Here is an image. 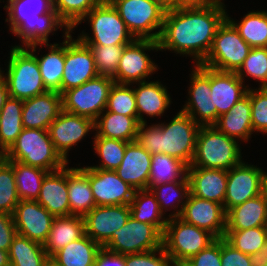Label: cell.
<instances>
[{
  "label": "cell",
  "mask_w": 267,
  "mask_h": 266,
  "mask_svg": "<svg viewBox=\"0 0 267 266\" xmlns=\"http://www.w3.org/2000/svg\"><path fill=\"white\" fill-rule=\"evenodd\" d=\"M225 7L173 8L166 11L158 40L159 50L193 56L195 65L208 56L218 27L226 19Z\"/></svg>",
  "instance_id": "1"
},
{
  "label": "cell",
  "mask_w": 267,
  "mask_h": 266,
  "mask_svg": "<svg viewBox=\"0 0 267 266\" xmlns=\"http://www.w3.org/2000/svg\"><path fill=\"white\" fill-rule=\"evenodd\" d=\"M199 128V124L180 110L168 124L147 127V122L139 123L136 141L152 156L163 153L188 167L195 155Z\"/></svg>",
  "instance_id": "2"
},
{
  "label": "cell",
  "mask_w": 267,
  "mask_h": 266,
  "mask_svg": "<svg viewBox=\"0 0 267 266\" xmlns=\"http://www.w3.org/2000/svg\"><path fill=\"white\" fill-rule=\"evenodd\" d=\"M7 3L5 22H9L10 31L22 40L24 47L49 43L50 33L60 27L65 28V33H72L53 9L52 0H8Z\"/></svg>",
  "instance_id": "3"
},
{
  "label": "cell",
  "mask_w": 267,
  "mask_h": 266,
  "mask_svg": "<svg viewBox=\"0 0 267 266\" xmlns=\"http://www.w3.org/2000/svg\"><path fill=\"white\" fill-rule=\"evenodd\" d=\"M5 160H16L48 172L68 165L56 151L48 130L23 128L17 140L2 155Z\"/></svg>",
  "instance_id": "4"
},
{
  "label": "cell",
  "mask_w": 267,
  "mask_h": 266,
  "mask_svg": "<svg viewBox=\"0 0 267 266\" xmlns=\"http://www.w3.org/2000/svg\"><path fill=\"white\" fill-rule=\"evenodd\" d=\"M241 158L240 145L236 139L223 134L214 125L200 126L190 166L228 171L239 164Z\"/></svg>",
  "instance_id": "5"
},
{
  "label": "cell",
  "mask_w": 267,
  "mask_h": 266,
  "mask_svg": "<svg viewBox=\"0 0 267 266\" xmlns=\"http://www.w3.org/2000/svg\"><path fill=\"white\" fill-rule=\"evenodd\" d=\"M10 50L4 75L9 96L26 100L47 92L34 54L23 45L12 46Z\"/></svg>",
  "instance_id": "6"
},
{
  "label": "cell",
  "mask_w": 267,
  "mask_h": 266,
  "mask_svg": "<svg viewBox=\"0 0 267 266\" xmlns=\"http://www.w3.org/2000/svg\"><path fill=\"white\" fill-rule=\"evenodd\" d=\"M88 20L92 37L82 31L78 40L85 45H128L135 38L110 2H100L91 9L71 30Z\"/></svg>",
  "instance_id": "7"
},
{
  "label": "cell",
  "mask_w": 267,
  "mask_h": 266,
  "mask_svg": "<svg viewBox=\"0 0 267 266\" xmlns=\"http://www.w3.org/2000/svg\"><path fill=\"white\" fill-rule=\"evenodd\" d=\"M110 3L135 39L159 40L166 13L162 6L151 0H112ZM156 29L158 31L152 32Z\"/></svg>",
  "instance_id": "8"
},
{
  "label": "cell",
  "mask_w": 267,
  "mask_h": 266,
  "mask_svg": "<svg viewBox=\"0 0 267 266\" xmlns=\"http://www.w3.org/2000/svg\"><path fill=\"white\" fill-rule=\"evenodd\" d=\"M216 239L204 229L188 224L179 217H171L163 233V248L171 261L189 260Z\"/></svg>",
  "instance_id": "9"
},
{
  "label": "cell",
  "mask_w": 267,
  "mask_h": 266,
  "mask_svg": "<svg viewBox=\"0 0 267 266\" xmlns=\"http://www.w3.org/2000/svg\"><path fill=\"white\" fill-rule=\"evenodd\" d=\"M114 79L98 75L84 84L64 91L62 110L94 121L106 109L108 95Z\"/></svg>",
  "instance_id": "10"
},
{
  "label": "cell",
  "mask_w": 267,
  "mask_h": 266,
  "mask_svg": "<svg viewBox=\"0 0 267 266\" xmlns=\"http://www.w3.org/2000/svg\"><path fill=\"white\" fill-rule=\"evenodd\" d=\"M251 48L225 19L218 27L212 48L201 65L220 71L237 72Z\"/></svg>",
  "instance_id": "11"
},
{
  "label": "cell",
  "mask_w": 267,
  "mask_h": 266,
  "mask_svg": "<svg viewBox=\"0 0 267 266\" xmlns=\"http://www.w3.org/2000/svg\"><path fill=\"white\" fill-rule=\"evenodd\" d=\"M102 247L121 255L143 253L163 247V233L154 225L130 216Z\"/></svg>",
  "instance_id": "12"
},
{
  "label": "cell",
  "mask_w": 267,
  "mask_h": 266,
  "mask_svg": "<svg viewBox=\"0 0 267 266\" xmlns=\"http://www.w3.org/2000/svg\"><path fill=\"white\" fill-rule=\"evenodd\" d=\"M159 50L158 41L152 39H134L124 46L119 60L115 83L134 84L146 81L145 79L156 72L158 65L155 64L145 51Z\"/></svg>",
  "instance_id": "13"
},
{
  "label": "cell",
  "mask_w": 267,
  "mask_h": 266,
  "mask_svg": "<svg viewBox=\"0 0 267 266\" xmlns=\"http://www.w3.org/2000/svg\"><path fill=\"white\" fill-rule=\"evenodd\" d=\"M64 35L65 63L61 81V94L99 75L96 71L91 49L78 39H72L71 33H64Z\"/></svg>",
  "instance_id": "14"
},
{
  "label": "cell",
  "mask_w": 267,
  "mask_h": 266,
  "mask_svg": "<svg viewBox=\"0 0 267 266\" xmlns=\"http://www.w3.org/2000/svg\"><path fill=\"white\" fill-rule=\"evenodd\" d=\"M191 72L189 98L181 111L200 126L214 125L217 122V108H213L210 96V67L195 65Z\"/></svg>",
  "instance_id": "15"
},
{
  "label": "cell",
  "mask_w": 267,
  "mask_h": 266,
  "mask_svg": "<svg viewBox=\"0 0 267 266\" xmlns=\"http://www.w3.org/2000/svg\"><path fill=\"white\" fill-rule=\"evenodd\" d=\"M264 170L241 161L228 170L227 189L224 199V209L240 205L248 199L261 194Z\"/></svg>",
  "instance_id": "16"
},
{
  "label": "cell",
  "mask_w": 267,
  "mask_h": 266,
  "mask_svg": "<svg viewBox=\"0 0 267 266\" xmlns=\"http://www.w3.org/2000/svg\"><path fill=\"white\" fill-rule=\"evenodd\" d=\"M87 177L96 206L130 205L136 190L122 181L116 171L87 166Z\"/></svg>",
  "instance_id": "17"
},
{
  "label": "cell",
  "mask_w": 267,
  "mask_h": 266,
  "mask_svg": "<svg viewBox=\"0 0 267 266\" xmlns=\"http://www.w3.org/2000/svg\"><path fill=\"white\" fill-rule=\"evenodd\" d=\"M179 218L210 232L216 238H224L226 212L223 205L217 202L201 199L189 193Z\"/></svg>",
  "instance_id": "18"
},
{
  "label": "cell",
  "mask_w": 267,
  "mask_h": 266,
  "mask_svg": "<svg viewBox=\"0 0 267 266\" xmlns=\"http://www.w3.org/2000/svg\"><path fill=\"white\" fill-rule=\"evenodd\" d=\"M95 130V121L91 118L61 111L48 129L56 151L69 162L67 155L71 147Z\"/></svg>",
  "instance_id": "19"
},
{
  "label": "cell",
  "mask_w": 267,
  "mask_h": 266,
  "mask_svg": "<svg viewBox=\"0 0 267 266\" xmlns=\"http://www.w3.org/2000/svg\"><path fill=\"white\" fill-rule=\"evenodd\" d=\"M130 216L129 205L95 206L83 217L85 234L103 246Z\"/></svg>",
  "instance_id": "20"
},
{
  "label": "cell",
  "mask_w": 267,
  "mask_h": 266,
  "mask_svg": "<svg viewBox=\"0 0 267 266\" xmlns=\"http://www.w3.org/2000/svg\"><path fill=\"white\" fill-rule=\"evenodd\" d=\"M36 200H20L13 213L17 234L44 245L54 220Z\"/></svg>",
  "instance_id": "21"
},
{
  "label": "cell",
  "mask_w": 267,
  "mask_h": 266,
  "mask_svg": "<svg viewBox=\"0 0 267 266\" xmlns=\"http://www.w3.org/2000/svg\"><path fill=\"white\" fill-rule=\"evenodd\" d=\"M62 111V95L47 91L23 100L22 126L27 129L48 130Z\"/></svg>",
  "instance_id": "22"
},
{
  "label": "cell",
  "mask_w": 267,
  "mask_h": 266,
  "mask_svg": "<svg viewBox=\"0 0 267 266\" xmlns=\"http://www.w3.org/2000/svg\"><path fill=\"white\" fill-rule=\"evenodd\" d=\"M243 83L236 72L210 68V96L213 108H217V120L247 94L249 86Z\"/></svg>",
  "instance_id": "23"
},
{
  "label": "cell",
  "mask_w": 267,
  "mask_h": 266,
  "mask_svg": "<svg viewBox=\"0 0 267 266\" xmlns=\"http://www.w3.org/2000/svg\"><path fill=\"white\" fill-rule=\"evenodd\" d=\"M152 155L137 141L129 142L124 158L115 170L118 177L135 190L149 189Z\"/></svg>",
  "instance_id": "24"
},
{
  "label": "cell",
  "mask_w": 267,
  "mask_h": 266,
  "mask_svg": "<svg viewBox=\"0 0 267 266\" xmlns=\"http://www.w3.org/2000/svg\"><path fill=\"white\" fill-rule=\"evenodd\" d=\"M228 171L188 166L187 178L190 193L198 198L217 202L224 206Z\"/></svg>",
  "instance_id": "25"
},
{
  "label": "cell",
  "mask_w": 267,
  "mask_h": 266,
  "mask_svg": "<svg viewBox=\"0 0 267 266\" xmlns=\"http://www.w3.org/2000/svg\"><path fill=\"white\" fill-rule=\"evenodd\" d=\"M68 193L66 165L45 176L36 201L54 217H66L70 216Z\"/></svg>",
  "instance_id": "26"
},
{
  "label": "cell",
  "mask_w": 267,
  "mask_h": 266,
  "mask_svg": "<svg viewBox=\"0 0 267 266\" xmlns=\"http://www.w3.org/2000/svg\"><path fill=\"white\" fill-rule=\"evenodd\" d=\"M214 126L223 134L238 141L240 139L245 142L251 138L254 131L251 121L250 87L243 98L228 112L219 116Z\"/></svg>",
  "instance_id": "27"
},
{
  "label": "cell",
  "mask_w": 267,
  "mask_h": 266,
  "mask_svg": "<svg viewBox=\"0 0 267 266\" xmlns=\"http://www.w3.org/2000/svg\"><path fill=\"white\" fill-rule=\"evenodd\" d=\"M139 123L146 120L143 114L152 117L162 116L171 104V98L167 89L159 81L138 82V87L134 88Z\"/></svg>",
  "instance_id": "28"
},
{
  "label": "cell",
  "mask_w": 267,
  "mask_h": 266,
  "mask_svg": "<svg viewBox=\"0 0 267 266\" xmlns=\"http://www.w3.org/2000/svg\"><path fill=\"white\" fill-rule=\"evenodd\" d=\"M60 44L61 45L54 43L49 45L48 43H45V46L50 47V52L46 55H41V57H38L34 52H36L38 45L41 47L44 43L31 44L26 48L32 54H35L34 56L38 62L41 77L46 89L48 91H56L61 94V81L65 63V38Z\"/></svg>",
  "instance_id": "29"
},
{
  "label": "cell",
  "mask_w": 267,
  "mask_h": 266,
  "mask_svg": "<svg viewBox=\"0 0 267 266\" xmlns=\"http://www.w3.org/2000/svg\"><path fill=\"white\" fill-rule=\"evenodd\" d=\"M267 226V204L262 194L226 212V230H245Z\"/></svg>",
  "instance_id": "30"
},
{
  "label": "cell",
  "mask_w": 267,
  "mask_h": 266,
  "mask_svg": "<svg viewBox=\"0 0 267 266\" xmlns=\"http://www.w3.org/2000/svg\"><path fill=\"white\" fill-rule=\"evenodd\" d=\"M67 187L70 216L84 217L96 206L87 177V167H67Z\"/></svg>",
  "instance_id": "31"
},
{
  "label": "cell",
  "mask_w": 267,
  "mask_h": 266,
  "mask_svg": "<svg viewBox=\"0 0 267 266\" xmlns=\"http://www.w3.org/2000/svg\"><path fill=\"white\" fill-rule=\"evenodd\" d=\"M138 126V116L104 110L95 120V133L105 138L133 142L136 141Z\"/></svg>",
  "instance_id": "32"
},
{
  "label": "cell",
  "mask_w": 267,
  "mask_h": 266,
  "mask_svg": "<svg viewBox=\"0 0 267 266\" xmlns=\"http://www.w3.org/2000/svg\"><path fill=\"white\" fill-rule=\"evenodd\" d=\"M85 234L84 218L81 216L55 217L43 247L48 256L81 238Z\"/></svg>",
  "instance_id": "33"
},
{
  "label": "cell",
  "mask_w": 267,
  "mask_h": 266,
  "mask_svg": "<svg viewBox=\"0 0 267 266\" xmlns=\"http://www.w3.org/2000/svg\"><path fill=\"white\" fill-rule=\"evenodd\" d=\"M102 246L84 234L68 243L51 257L63 266H94Z\"/></svg>",
  "instance_id": "34"
},
{
  "label": "cell",
  "mask_w": 267,
  "mask_h": 266,
  "mask_svg": "<svg viewBox=\"0 0 267 266\" xmlns=\"http://www.w3.org/2000/svg\"><path fill=\"white\" fill-rule=\"evenodd\" d=\"M23 100L8 97L0 112V154H4L22 132Z\"/></svg>",
  "instance_id": "35"
},
{
  "label": "cell",
  "mask_w": 267,
  "mask_h": 266,
  "mask_svg": "<svg viewBox=\"0 0 267 266\" xmlns=\"http://www.w3.org/2000/svg\"><path fill=\"white\" fill-rule=\"evenodd\" d=\"M129 207L132 218L154 225L164 233L168 218H165L160 210L159 203L150 189L136 190Z\"/></svg>",
  "instance_id": "36"
},
{
  "label": "cell",
  "mask_w": 267,
  "mask_h": 266,
  "mask_svg": "<svg viewBox=\"0 0 267 266\" xmlns=\"http://www.w3.org/2000/svg\"><path fill=\"white\" fill-rule=\"evenodd\" d=\"M224 239L242 253L260 260L267 251V226L226 230Z\"/></svg>",
  "instance_id": "37"
},
{
  "label": "cell",
  "mask_w": 267,
  "mask_h": 266,
  "mask_svg": "<svg viewBox=\"0 0 267 266\" xmlns=\"http://www.w3.org/2000/svg\"><path fill=\"white\" fill-rule=\"evenodd\" d=\"M6 161L13 167L19 199L37 200L42 181L49 172L16 160Z\"/></svg>",
  "instance_id": "38"
},
{
  "label": "cell",
  "mask_w": 267,
  "mask_h": 266,
  "mask_svg": "<svg viewBox=\"0 0 267 266\" xmlns=\"http://www.w3.org/2000/svg\"><path fill=\"white\" fill-rule=\"evenodd\" d=\"M226 19L250 47H267V11L248 12L240 23L226 14Z\"/></svg>",
  "instance_id": "39"
},
{
  "label": "cell",
  "mask_w": 267,
  "mask_h": 266,
  "mask_svg": "<svg viewBox=\"0 0 267 266\" xmlns=\"http://www.w3.org/2000/svg\"><path fill=\"white\" fill-rule=\"evenodd\" d=\"M174 181H188L187 166L180 160L166 154L152 156L149 189L158 184Z\"/></svg>",
  "instance_id": "40"
},
{
  "label": "cell",
  "mask_w": 267,
  "mask_h": 266,
  "mask_svg": "<svg viewBox=\"0 0 267 266\" xmlns=\"http://www.w3.org/2000/svg\"><path fill=\"white\" fill-rule=\"evenodd\" d=\"M10 266H43L49 257L42 244L17 234L10 245Z\"/></svg>",
  "instance_id": "41"
},
{
  "label": "cell",
  "mask_w": 267,
  "mask_h": 266,
  "mask_svg": "<svg viewBox=\"0 0 267 266\" xmlns=\"http://www.w3.org/2000/svg\"><path fill=\"white\" fill-rule=\"evenodd\" d=\"M150 190L155 195L156 200L159 203L160 210L164 214H166L165 212L170 209L169 207L176 210L175 213L173 211V214L171 213L167 215L169 218L179 217L181 215L186 199L190 193L189 181H174L166 184H158L152 186ZM173 203L176 204L174 205Z\"/></svg>",
  "instance_id": "42"
},
{
  "label": "cell",
  "mask_w": 267,
  "mask_h": 266,
  "mask_svg": "<svg viewBox=\"0 0 267 266\" xmlns=\"http://www.w3.org/2000/svg\"><path fill=\"white\" fill-rule=\"evenodd\" d=\"M94 149L95 152L101 158L100 165L89 166L91 168H98L101 170H113L115 171L122 162L125 154L126 145L129 142L122 140L105 138L94 135Z\"/></svg>",
  "instance_id": "43"
},
{
  "label": "cell",
  "mask_w": 267,
  "mask_h": 266,
  "mask_svg": "<svg viewBox=\"0 0 267 266\" xmlns=\"http://www.w3.org/2000/svg\"><path fill=\"white\" fill-rule=\"evenodd\" d=\"M93 54L96 71L99 75L114 78L119 60L126 45H87Z\"/></svg>",
  "instance_id": "44"
},
{
  "label": "cell",
  "mask_w": 267,
  "mask_h": 266,
  "mask_svg": "<svg viewBox=\"0 0 267 266\" xmlns=\"http://www.w3.org/2000/svg\"><path fill=\"white\" fill-rule=\"evenodd\" d=\"M107 111L125 116H138L134 88L130 84L113 83L106 106Z\"/></svg>",
  "instance_id": "45"
},
{
  "label": "cell",
  "mask_w": 267,
  "mask_h": 266,
  "mask_svg": "<svg viewBox=\"0 0 267 266\" xmlns=\"http://www.w3.org/2000/svg\"><path fill=\"white\" fill-rule=\"evenodd\" d=\"M19 201L13 167L2 157L0 159V212L13 215Z\"/></svg>",
  "instance_id": "46"
},
{
  "label": "cell",
  "mask_w": 267,
  "mask_h": 266,
  "mask_svg": "<svg viewBox=\"0 0 267 266\" xmlns=\"http://www.w3.org/2000/svg\"><path fill=\"white\" fill-rule=\"evenodd\" d=\"M236 74L242 81L249 76L267 87V47H252Z\"/></svg>",
  "instance_id": "47"
},
{
  "label": "cell",
  "mask_w": 267,
  "mask_h": 266,
  "mask_svg": "<svg viewBox=\"0 0 267 266\" xmlns=\"http://www.w3.org/2000/svg\"><path fill=\"white\" fill-rule=\"evenodd\" d=\"M99 0H52V7L59 17L72 29Z\"/></svg>",
  "instance_id": "48"
},
{
  "label": "cell",
  "mask_w": 267,
  "mask_h": 266,
  "mask_svg": "<svg viewBox=\"0 0 267 266\" xmlns=\"http://www.w3.org/2000/svg\"><path fill=\"white\" fill-rule=\"evenodd\" d=\"M251 121L253 131L267 133V87L250 88Z\"/></svg>",
  "instance_id": "49"
},
{
  "label": "cell",
  "mask_w": 267,
  "mask_h": 266,
  "mask_svg": "<svg viewBox=\"0 0 267 266\" xmlns=\"http://www.w3.org/2000/svg\"><path fill=\"white\" fill-rule=\"evenodd\" d=\"M156 253L159 255L156 256ZM171 261L163 247L151 251L125 255V266H166Z\"/></svg>",
  "instance_id": "50"
},
{
  "label": "cell",
  "mask_w": 267,
  "mask_h": 266,
  "mask_svg": "<svg viewBox=\"0 0 267 266\" xmlns=\"http://www.w3.org/2000/svg\"><path fill=\"white\" fill-rule=\"evenodd\" d=\"M221 266H259V260L242 253L221 238Z\"/></svg>",
  "instance_id": "51"
},
{
  "label": "cell",
  "mask_w": 267,
  "mask_h": 266,
  "mask_svg": "<svg viewBox=\"0 0 267 266\" xmlns=\"http://www.w3.org/2000/svg\"><path fill=\"white\" fill-rule=\"evenodd\" d=\"M192 266H221V238L188 260Z\"/></svg>",
  "instance_id": "52"
},
{
  "label": "cell",
  "mask_w": 267,
  "mask_h": 266,
  "mask_svg": "<svg viewBox=\"0 0 267 266\" xmlns=\"http://www.w3.org/2000/svg\"><path fill=\"white\" fill-rule=\"evenodd\" d=\"M17 235L13 215L0 212V249L9 251L13 238Z\"/></svg>",
  "instance_id": "53"
},
{
  "label": "cell",
  "mask_w": 267,
  "mask_h": 266,
  "mask_svg": "<svg viewBox=\"0 0 267 266\" xmlns=\"http://www.w3.org/2000/svg\"><path fill=\"white\" fill-rule=\"evenodd\" d=\"M94 266H125V255L117 254L101 248Z\"/></svg>",
  "instance_id": "54"
},
{
  "label": "cell",
  "mask_w": 267,
  "mask_h": 266,
  "mask_svg": "<svg viewBox=\"0 0 267 266\" xmlns=\"http://www.w3.org/2000/svg\"><path fill=\"white\" fill-rule=\"evenodd\" d=\"M174 8L225 7L222 0H172Z\"/></svg>",
  "instance_id": "55"
},
{
  "label": "cell",
  "mask_w": 267,
  "mask_h": 266,
  "mask_svg": "<svg viewBox=\"0 0 267 266\" xmlns=\"http://www.w3.org/2000/svg\"><path fill=\"white\" fill-rule=\"evenodd\" d=\"M3 72L4 71H2L0 68V112L5 104V101L9 97L7 84H6Z\"/></svg>",
  "instance_id": "56"
},
{
  "label": "cell",
  "mask_w": 267,
  "mask_h": 266,
  "mask_svg": "<svg viewBox=\"0 0 267 266\" xmlns=\"http://www.w3.org/2000/svg\"><path fill=\"white\" fill-rule=\"evenodd\" d=\"M0 266H10L8 251L0 249Z\"/></svg>",
  "instance_id": "57"
},
{
  "label": "cell",
  "mask_w": 267,
  "mask_h": 266,
  "mask_svg": "<svg viewBox=\"0 0 267 266\" xmlns=\"http://www.w3.org/2000/svg\"><path fill=\"white\" fill-rule=\"evenodd\" d=\"M158 3L162 6L166 11L171 10L174 8L172 0H151Z\"/></svg>",
  "instance_id": "58"
},
{
  "label": "cell",
  "mask_w": 267,
  "mask_h": 266,
  "mask_svg": "<svg viewBox=\"0 0 267 266\" xmlns=\"http://www.w3.org/2000/svg\"><path fill=\"white\" fill-rule=\"evenodd\" d=\"M261 194L267 204V172L263 178V181H262V189H261Z\"/></svg>",
  "instance_id": "59"
},
{
  "label": "cell",
  "mask_w": 267,
  "mask_h": 266,
  "mask_svg": "<svg viewBox=\"0 0 267 266\" xmlns=\"http://www.w3.org/2000/svg\"><path fill=\"white\" fill-rule=\"evenodd\" d=\"M43 266H63V265L59 264L55 259L49 256L44 262Z\"/></svg>",
  "instance_id": "60"
},
{
  "label": "cell",
  "mask_w": 267,
  "mask_h": 266,
  "mask_svg": "<svg viewBox=\"0 0 267 266\" xmlns=\"http://www.w3.org/2000/svg\"><path fill=\"white\" fill-rule=\"evenodd\" d=\"M259 266H267V251L264 253L262 258L259 260Z\"/></svg>",
  "instance_id": "61"
},
{
  "label": "cell",
  "mask_w": 267,
  "mask_h": 266,
  "mask_svg": "<svg viewBox=\"0 0 267 266\" xmlns=\"http://www.w3.org/2000/svg\"><path fill=\"white\" fill-rule=\"evenodd\" d=\"M179 266H192L188 260H179Z\"/></svg>",
  "instance_id": "62"
},
{
  "label": "cell",
  "mask_w": 267,
  "mask_h": 266,
  "mask_svg": "<svg viewBox=\"0 0 267 266\" xmlns=\"http://www.w3.org/2000/svg\"><path fill=\"white\" fill-rule=\"evenodd\" d=\"M166 266H179V261H170Z\"/></svg>",
  "instance_id": "63"
},
{
  "label": "cell",
  "mask_w": 267,
  "mask_h": 266,
  "mask_svg": "<svg viewBox=\"0 0 267 266\" xmlns=\"http://www.w3.org/2000/svg\"><path fill=\"white\" fill-rule=\"evenodd\" d=\"M100 2H111L112 0H99Z\"/></svg>",
  "instance_id": "64"
}]
</instances>
